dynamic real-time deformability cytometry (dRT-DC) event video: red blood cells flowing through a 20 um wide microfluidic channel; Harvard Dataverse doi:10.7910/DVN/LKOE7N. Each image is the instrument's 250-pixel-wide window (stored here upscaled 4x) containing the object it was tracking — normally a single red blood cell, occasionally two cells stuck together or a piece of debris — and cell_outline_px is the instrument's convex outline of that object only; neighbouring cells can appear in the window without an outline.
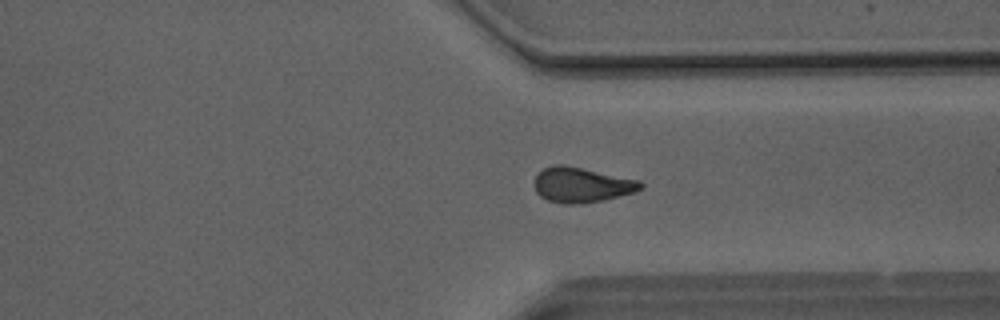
{"species": "Egyptian fruit bat (a non-hibernating species)", "species_latin": "Rousettus aegyptiacus", "temperature_condition": "room temperature", "stored_images_in_passage": 44, "camera_frame_rate_fps": 3000, "um_per_image_px": 0.085, "animal": {"sex": "male"}, "frame": {"image": 1, "passage_image": 38, "time_ms": 12.333, "image_size_px": [1000, 320], "cell_outline_px": [[644, 184], [636, 192], [604, 200], [580, 204], [568, 204], [548, 200], [540, 196], [536, 192], [532, 184], [536, 176], [544, 168], [552, 164], [564, 164], [640, 180]], "centroid_in_image_um": [49.42, 15.71], "position_along_channel_um": 362.0, "area_um2": 21.91}, "authors_computed_cell_mechanics": {"area_um2": 21.9062, "velocity_mm_per_s": 4.1289, "shape_relaxation_time_tau1_ms": null, "shape_relaxation_time_tau2_ms": 2.6059, "deformation_change_tau1": null, "deformation_change_tau2": 0.0919}}